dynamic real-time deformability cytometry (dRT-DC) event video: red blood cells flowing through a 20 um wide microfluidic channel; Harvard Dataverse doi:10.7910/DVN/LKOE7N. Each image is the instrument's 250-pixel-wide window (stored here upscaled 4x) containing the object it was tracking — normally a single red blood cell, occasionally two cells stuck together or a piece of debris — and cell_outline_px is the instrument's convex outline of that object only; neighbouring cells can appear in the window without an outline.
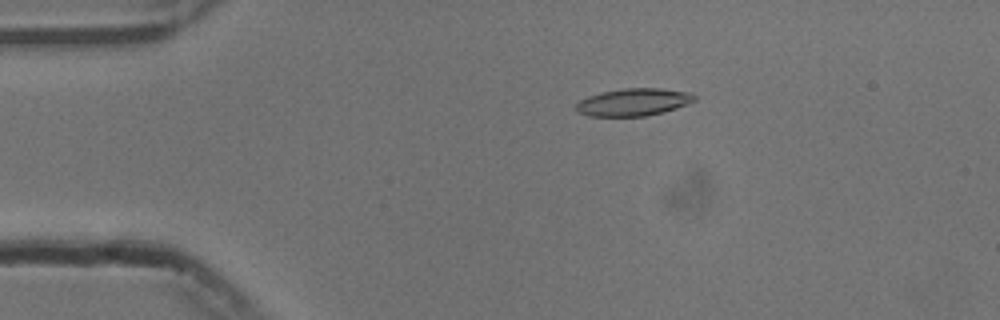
{"species": "common noctule bat (a hibernating species)", "species_latin": "Nyctalus noctula", "temperature_condition": "cold", "stored_images_in_passage": 39, "camera_frame_rate_fps": 3000, "um_per_image_px": 0.085, "animal": {"sex": "male", "body_mass_g": 13.3}, "frame": {"image": 1, "passage_image": 5, "time_ms": 1.333, "image_size_px": [1000, 320], "cell_outline_px": [[696, 100], [676, 108], [664, 112], [644, 116], [588, 116], [576, 112], [576, 104], [580, 100], [588, 96], [600, 92], [624, 88], [660, 88], [692, 92], [696, 96]], "centroid_in_image_um": [53.84, 8.67], "position_along_channel_um": 31.2, "area_um2": 19.07}}
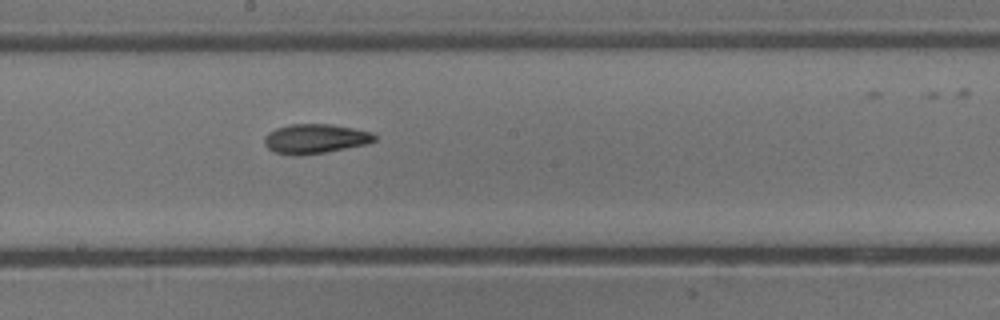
{"frame": {"image": 2, "passage_image": 24, "time_ms": 7.667, "image_size_px": [1000, 320], "cell_outline_px": [[376, 140], [368, 144], [324, 152], [296, 156], [276, 152], [268, 148], [264, 144], [264, 136], [268, 132], [276, 128], [292, 124], [332, 124], [372, 132], [376, 136]], "centroid_in_image_um": [26.79, 11.79], "position_along_channel_um": 221.4, "area_um2": 18.9}}
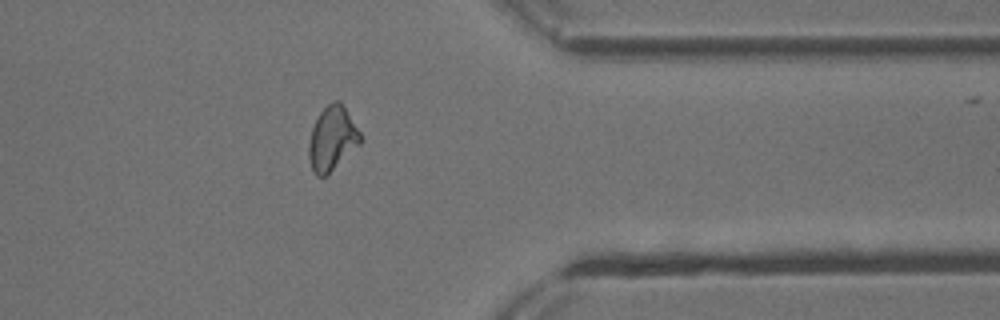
{"frame": {"image": 3, "passage_image": 38, "time_ms": 12.333, "image_size_px": [1000, 320], "cell_outline_px": [[360, 144], [324, 176], [316, 176], [312, 168], [308, 156], [308, 144], [312, 128], [320, 112], [332, 100], [340, 100], [360, 132]], "centroid_in_image_um": [28.21, 11.74], "position_along_channel_um": 383.2, "area_um2": 18.84}}